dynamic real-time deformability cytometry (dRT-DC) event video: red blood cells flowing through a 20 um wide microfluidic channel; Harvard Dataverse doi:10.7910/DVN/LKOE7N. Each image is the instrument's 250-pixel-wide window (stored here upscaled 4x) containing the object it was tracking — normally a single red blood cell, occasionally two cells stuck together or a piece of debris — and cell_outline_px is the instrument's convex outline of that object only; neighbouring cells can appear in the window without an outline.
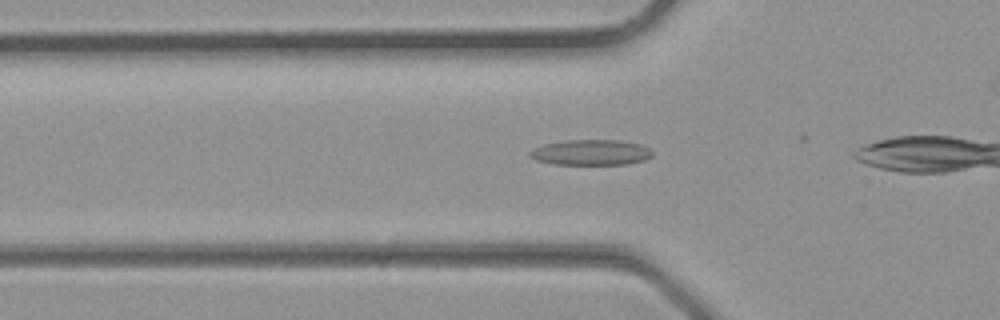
{"species": "common noctule bat (a hibernating species)", "species_latin": "Nyctalus noctula", "temperature_condition": "room temperature", "stored_images_in_passage": 24, "camera_frame_rate_fps": 3000, "um_per_image_px": 0.085, "animal": {"sex": "male", "body_mass_g": 23.1, "forearm_length_mm": 52.7}, "frame": {"image": 1, "passage_image": 8, "time_ms": 2.333, "image_size_px": [1000, 320], "cell_outline_px": [[652, 156], [644, 160], [628, 164], [552, 164], [536, 160], [528, 156], [528, 152], [544, 144], [568, 140], [620, 140], [640, 144], [648, 148], [652, 152]], "centroid_in_image_um": [50.22, 12.96], "position_along_channel_um": 75.6, "area_um2": 18.15}}
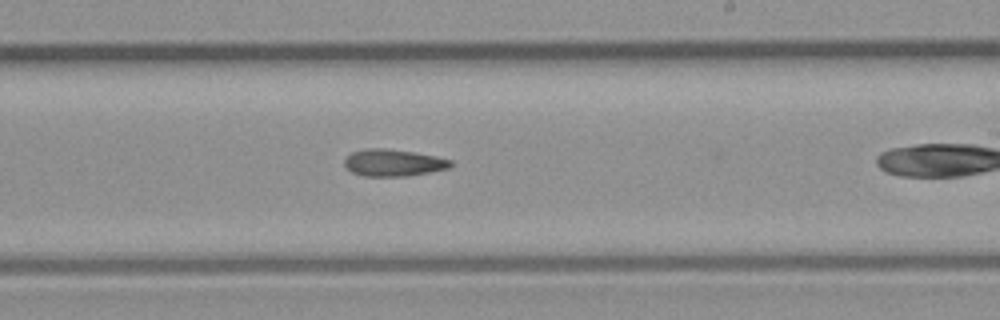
{"frame": {"image": 2, "passage_image": 17, "time_ms": 5.333, "image_size_px": [1000, 320], "cell_outline_px": [[452, 164], [448, 168], [408, 176], [364, 176], [352, 172], [344, 164], [344, 160], [352, 152], [368, 148], [384, 148], [412, 152], [436, 156], [452, 160]], "centroid_in_image_um": [33.43, 13.83], "position_along_channel_um": 255.6, "area_um2": 16.47}}
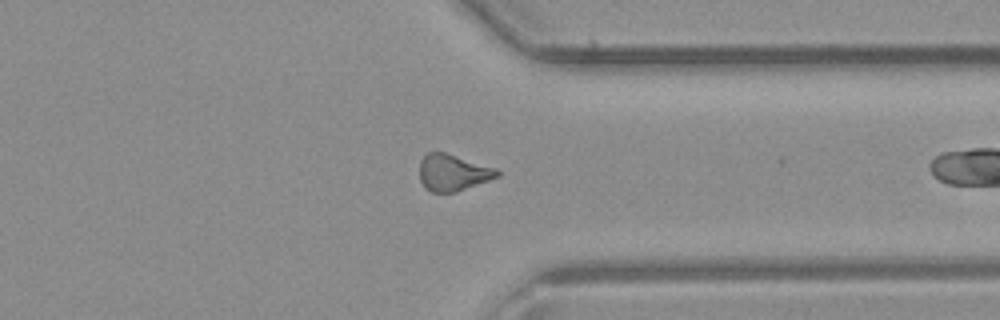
{"frame": {"image": 3, "passage_image": 23, "time_ms": 7.333, "image_size_px": [1000, 320], "cell_outline_px": [[500, 176], [456, 192], [432, 192], [424, 188], [420, 180], [420, 160], [428, 152], [444, 152], [496, 168], [500, 172]], "centroid_in_image_um": [38.49, 14.68], "position_along_channel_um": 372.9, "area_um2": 16.47}}